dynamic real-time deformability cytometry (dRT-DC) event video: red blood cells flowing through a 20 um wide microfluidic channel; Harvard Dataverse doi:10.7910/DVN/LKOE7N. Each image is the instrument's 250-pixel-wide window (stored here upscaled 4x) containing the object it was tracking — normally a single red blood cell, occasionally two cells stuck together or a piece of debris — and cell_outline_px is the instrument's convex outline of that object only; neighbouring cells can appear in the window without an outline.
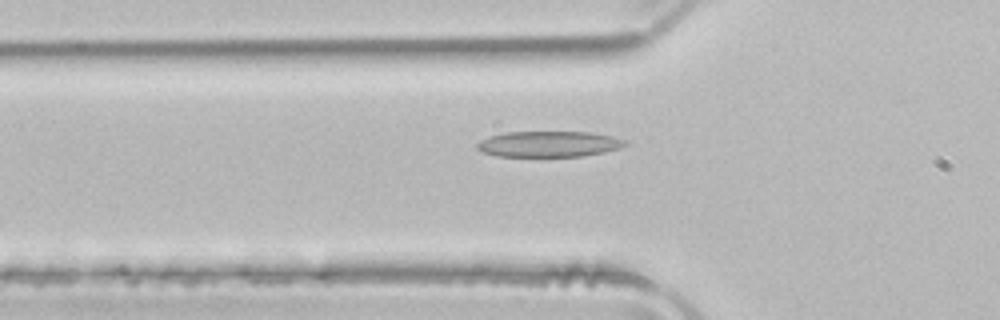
{"species": "common noctule bat (a hibernating species)", "species_latin": "Nyctalus noctula", "temperature_condition": "room temperature", "stored_images_in_passage": 48, "camera_frame_rate_fps": 3000, "um_per_image_px": 0.085, "animal": {"sex": "male", "body_mass_g": 21.5, "forearm_length_mm": 52.0}, "frame": {"image": 1, "passage_image": 16, "time_ms": 5.0, "image_size_px": [1000, 320], "cell_outline_px": [[628, 144], [620, 148], [604, 152], [580, 156], [496, 156], [484, 152], [476, 148], [476, 144], [480, 140], [504, 132], [588, 132], [612, 136], [628, 140]], "centroid_in_image_um": [46.68, 12.24], "position_along_channel_um": 79.1, "area_um2": 22.2}}
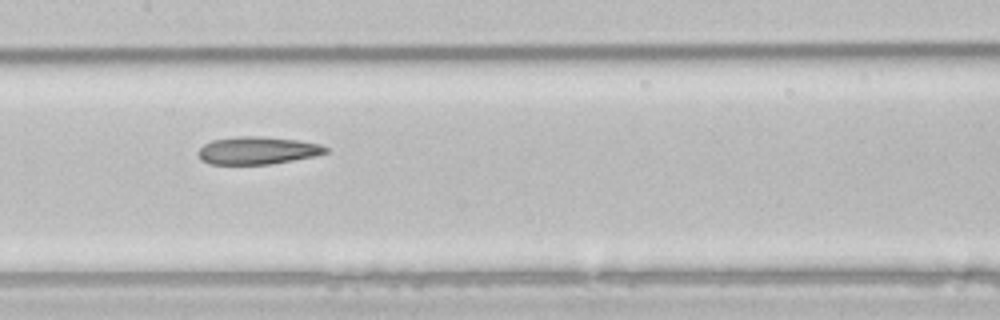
{"frame": {"image": 2, "passage_image": 24, "time_ms": 7.667, "image_size_px": [1000, 320], "cell_outline_px": [[328, 152], [312, 156], [292, 160], [268, 164], [212, 164], [200, 160], [196, 152], [204, 144], [212, 140], [240, 136], [264, 136], [300, 140], [320, 144], [328, 148]], "centroid_in_image_um": [21.86, 12.78], "position_along_channel_um": 185.5, "area_um2": 20.52}}
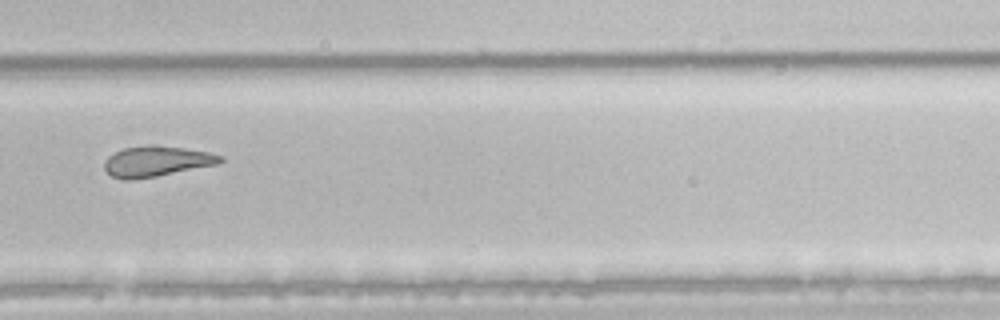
{"frame": {"image": 3, "passage_image": 34, "time_ms": 11.0, "image_size_px": [1000, 320], "cell_outline_px": [[224, 160], [220, 164], [156, 176], [128, 180], [124, 180], [112, 176], [104, 168], [104, 160], [108, 156], [124, 148], [144, 144], [148, 144], [184, 148], [208, 152], [224, 156]], "centroid_in_image_um": [13.32, 13.7], "position_along_channel_um": 316.5, "area_um2": 20.69}}